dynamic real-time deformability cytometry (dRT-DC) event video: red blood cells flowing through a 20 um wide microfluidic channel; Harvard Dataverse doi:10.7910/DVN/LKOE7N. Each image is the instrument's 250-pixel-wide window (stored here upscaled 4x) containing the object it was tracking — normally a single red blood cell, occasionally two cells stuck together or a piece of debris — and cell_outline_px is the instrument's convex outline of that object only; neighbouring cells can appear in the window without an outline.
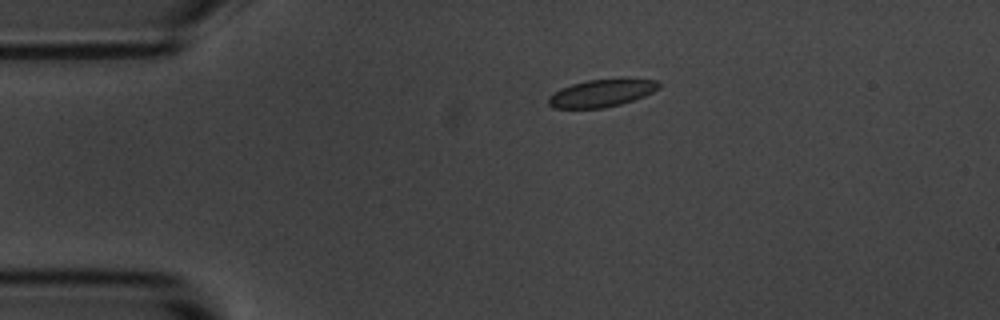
{"species": "common noctule bat (a hibernating species)", "species_latin": "Nyctalus noctula", "temperature_condition": "room temperature", "stored_images_in_passage": 46, "camera_frame_rate_fps": 3000, "um_per_image_px": 0.085, "animal": {"sex": "male", "body_mass_g": 20.1, "forearm_length_mm": 53.5}, "frame": {"image": 1, "passage_image": 1, "time_ms": 0.0, "image_size_px": [1000, 320], "cell_outline_px": [[660, 88], [644, 96], [620, 104], [604, 108], [552, 108], [548, 104], [548, 96], [560, 88], [572, 84], [588, 80], [620, 76], [660, 80]], "centroid_in_image_um": [51.19, 7.86], "position_along_channel_um": 33.8, "area_um2": 18.38}}
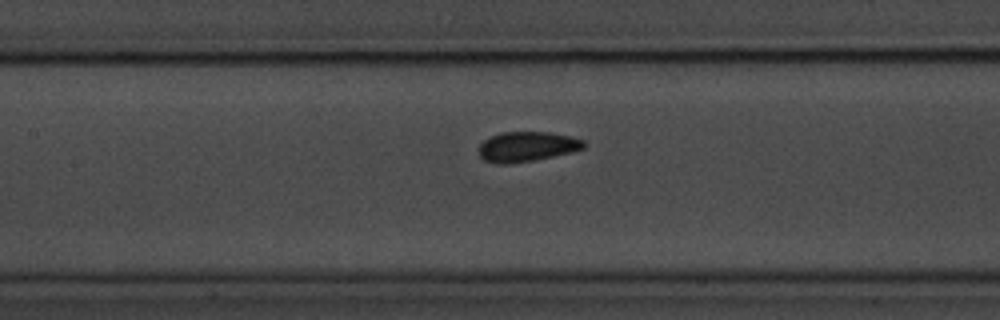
{"frame": {"image": 2, "passage_image": 15, "time_ms": 4.667, "image_size_px": [1000, 320], "cell_outline_px": [[588, 144], [584, 148], [572, 152], [536, 160], [508, 164], [500, 164], [484, 160], [480, 156], [480, 144], [484, 140], [500, 132], [548, 132], [572, 136], [584, 140]], "centroid_in_image_um": [44.84, 12.46], "position_along_channel_um": 162.6, "area_um2": 18.44}}
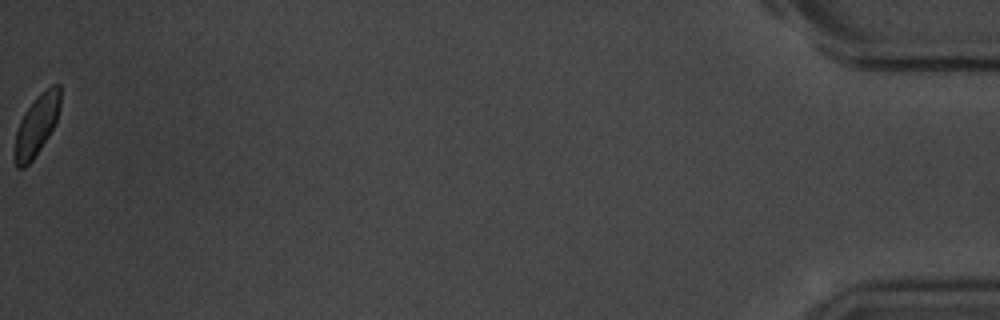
{"frame": {"image": 3, "passage_image": 46, "time_ms": 15.0, "image_size_px": [1000, 320], "cell_outline_px": [[60, 104], [56, 120], [48, 136], [32, 160], [24, 168], [16, 168], [12, 160], [16, 132], [20, 120], [24, 112], [40, 92], [52, 84], [60, 84]], "centroid_in_image_um": [3.07, 10.66], "position_along_channel_um": 432.1, "area_um2": 16.18}, "authors_computed_cell_mechanics": {"area_um2": 17.6868, "velocity_mm_per_s": 3.5817, "shape_relaxation_time_tau1_ms": 2.2314, "shape_relaxation_time_tau2_ms": 0.771, "deformation_change_tau1": 0.0932, "deformation_change_tau2": 0.035}}